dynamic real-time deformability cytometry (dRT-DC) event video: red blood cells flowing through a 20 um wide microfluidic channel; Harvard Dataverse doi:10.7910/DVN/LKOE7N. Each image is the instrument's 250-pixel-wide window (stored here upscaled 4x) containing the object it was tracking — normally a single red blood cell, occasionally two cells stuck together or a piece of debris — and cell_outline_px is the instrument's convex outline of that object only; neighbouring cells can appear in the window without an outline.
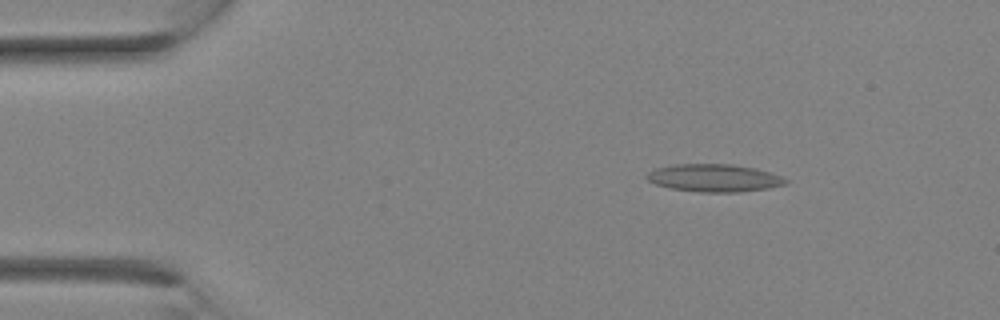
{"species": "Egyptian fruit bat (a non-hibernating species)", "species_latin": "Rousettus aegyptiacus", "temperature_condition": "room temperature", "stored_images_in_passage": 28, "camera_frame_rate_fps": 3000, "um_per_image_px": 0.085, "animal": {"sex": "female"}, "frame": {"image": 1, "passage_image": 4, "time_ms": 1.0, "image_size_px": [1000, 320], "cell_outline_px": [[788, 184], [768, 188], [740, 192], [700, 192], [672, 188], [656, 184], [648, 180], [644, 176], [648, 172], [656, 168], [676, 164], [732, 164], [756, 168], [780, 176], [788, 180]], "centroid_in_image_um": [60.71, 15.12], "position_along_channel_um": 24.3, "area_um2": 22.31}}
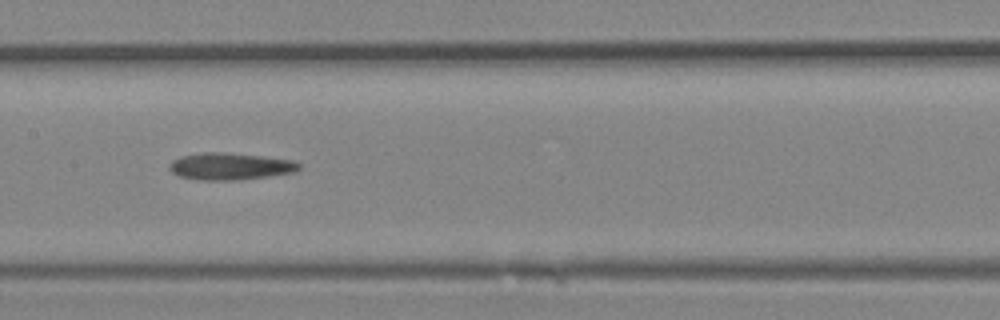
{"frame": {"image": 2, "passage_image": 14, "time_ms": 4.333, "image_size_px": [1000, 320], "cell_outline_px": [[300, 168], [296, 172], [268, 176], [236, 180], [200, 180], [180, 176], [172, 172], [168, 168], [168, 164], [172, 160], [180, 156], [200, 152], [224, 152], [264, 156], [292, 160], [300, 164]], "centroid_in_image_um": [19.54, 14.13], "position_along_channel_um": 187.9, "area_um2": 20.52}}
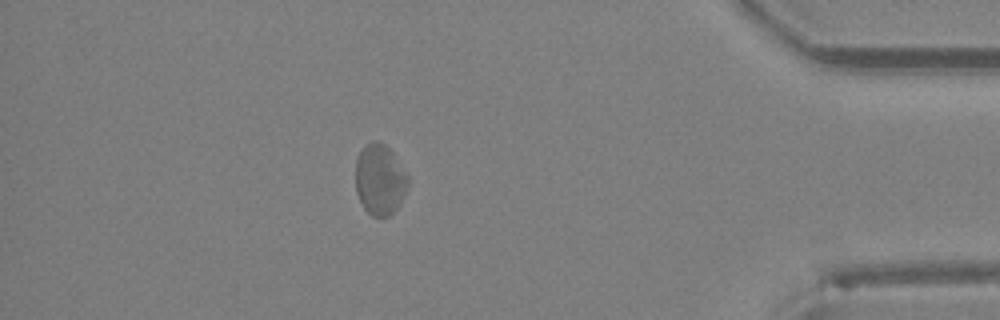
{"frame": {"image": 3, "passage_image": 25, "time_ms": 8.0, "image_size_px": [1000, 320], "cell_outline_px": [[408, 184], [400, 204], [388, 216], [372, 216], [364, 208], [356, 192], [356, 160], [364, 144], [372, 140], [376, 140], [384, 144], [392, 152], [408, 176]], "centroid_in_image_um": [32.27, 15.24], "position_along_channel_um": 402.9, "area_um2": 21.44}}